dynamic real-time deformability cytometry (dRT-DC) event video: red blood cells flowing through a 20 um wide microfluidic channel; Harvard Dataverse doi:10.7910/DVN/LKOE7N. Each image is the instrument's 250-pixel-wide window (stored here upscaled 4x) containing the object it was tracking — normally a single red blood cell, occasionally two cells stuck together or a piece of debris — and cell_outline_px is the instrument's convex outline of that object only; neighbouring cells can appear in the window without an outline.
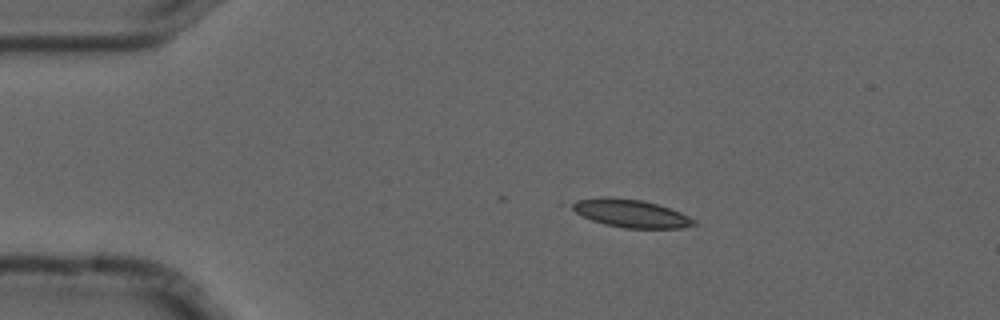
{"species": "common noctule bat (a hibernating species)", "species_latin": "Nyctalus noctula", "temperature_condition": "cold", "stored_images_in_passage": 8, "camera_frame_rate_fps": 3000, "um_per_image_px": 0.085, "animal": {"sex": "male", "forearm_length_mm": 52.5}, "frame": {"image": 1, "passage_image": 1, "time_ms": 0.0, "image_size_px": [1000, 320], "cell_outline_px": [[696, 224], [680, 228], [624, 228], [604, 224], [592, 220], [560, 204], [560, 200], [600, 196], [608, 196], [644, 200], [680, 212], [696, 220]], "centroid_in_image_um": [53.38, 18.08], "position_along_channel_um": 31.6, "area_um2": 20.69}}
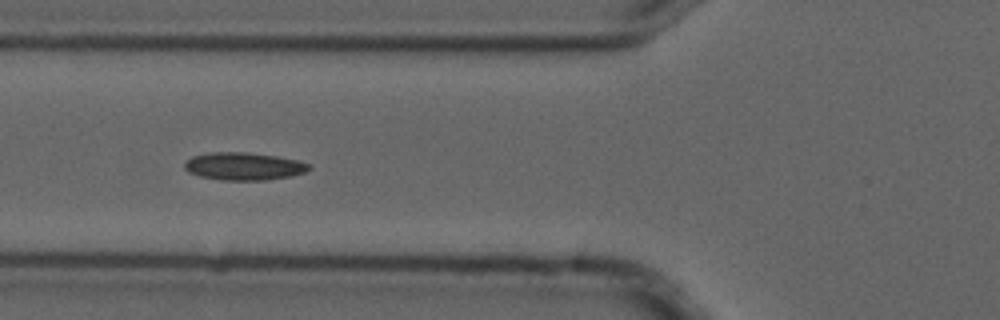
{"frame": {"image": 2, "passage_image": 4, "time_ms": 1.0, "image_size_px": [1000, 320], "cell_outline_px": [[312, 168], [304, 172], [292, 176], [264, 180], [220, 180], [200, 176], [188, 172], [184, 168], [184, 164], [192, 156], [212, 152], [248, 152], [276, 156], [296, 160], [312, 164]], "centroid_in_image_um": [20.74, 14.13], "position_along_channel_um": 105.1, "area_um2": 20.11}}
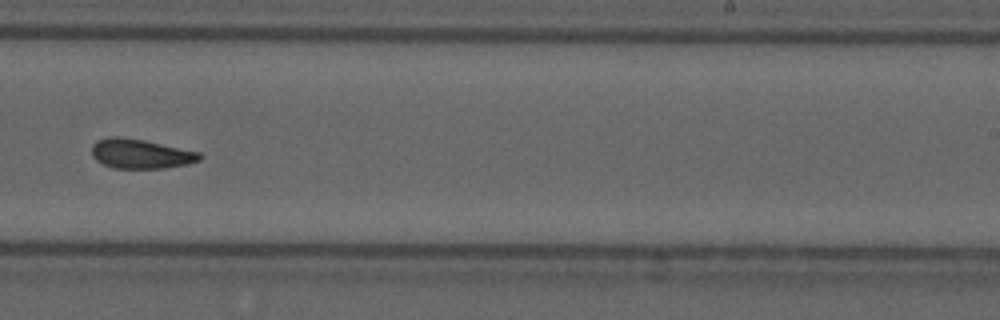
{"frame": {"image": 3, "passage_image": 8, "time_ms": 2.333, "image_size_px": [1000, 320], "cell_outline_px": [[204, 156], [200, 160], [188, 164], [164, 168], [112, 168], [96, 160], [92, 156], [92, 144], [96, 140], [108, 136], [116, 136], [144, 140], [200, 152]], "centroid_in_image_um": [11.95, 13.07], "position_along_channel_um": 277.1, "area_um2": 18.67}}